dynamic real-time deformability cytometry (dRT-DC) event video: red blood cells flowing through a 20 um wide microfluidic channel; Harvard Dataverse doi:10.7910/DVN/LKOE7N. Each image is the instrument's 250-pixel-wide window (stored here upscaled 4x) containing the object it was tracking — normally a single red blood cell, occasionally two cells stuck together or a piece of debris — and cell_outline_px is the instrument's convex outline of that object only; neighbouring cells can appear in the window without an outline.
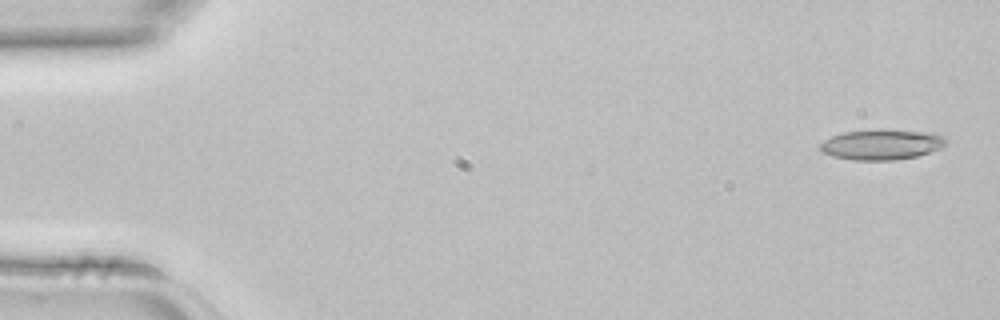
{"species": "common noctule bat (a hibernating species)", "species_latin": "Nyctalus noctula", "temperature_condition": "room temperature", "stored_images_in_passage": 4, "camera_frame_rate_fps": 3000, "um_per_image_px": 0.085, "animal": {"sex": "female", "body_mass_g": 22.7, "forearm_length_mm": 54.2}, "frame": {"image": 1, "passage_image": 1, "time_ms": 0.0, "image_size_px": [1000, 320], "cell_outline_px": [[948, 144], [940, 148], [916, 156], [896, 160], [852, 160], [832, 156], [820, 152], [820, 144], [824, 140], [832, 136], [844, 132], [880, 128], [936, 132], [944, 136], [948, 140]], "centroid_in_image_um": [74.98, 12.26], "position_along_channel_um": 10.0, "area_um2": 22.83}}
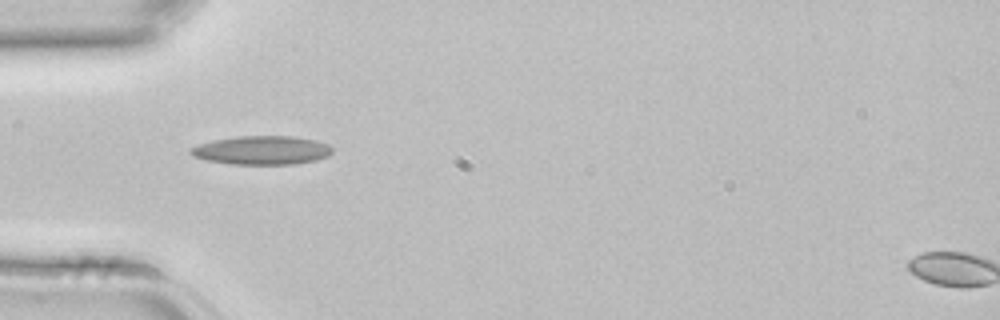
{"frame": {"image": 2, "passage_image": 4, "time_ms": 1.0, "image_size_px": [1000, 320], "cell_outline_px": [[332, 152], [328, 156], [316, 160], [296, 164], [232, 164], [208, 160], [192, 156], [188, 152], [188, 148], [212, 140], [240, 136], [292, 136], [316, 140], [328, 144], [332, 148]], "centroid_in_image_um": [22.25, 12.77], "position_along_channel_um": 62.7, "area_um2": 23.76}}